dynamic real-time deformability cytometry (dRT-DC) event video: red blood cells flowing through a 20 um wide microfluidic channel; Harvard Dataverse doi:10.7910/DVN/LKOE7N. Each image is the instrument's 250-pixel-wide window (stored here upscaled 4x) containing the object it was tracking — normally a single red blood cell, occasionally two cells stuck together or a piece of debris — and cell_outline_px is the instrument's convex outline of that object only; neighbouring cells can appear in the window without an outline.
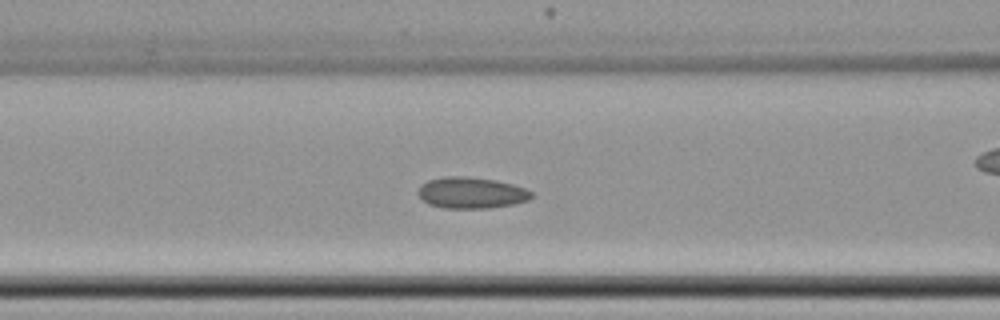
{"species": "common noctule bat (a hibernating species)", "species_latin": "Nyctalus noctula", "temperature_condition": "cold", "stored_images_in_passage": 57, "camera_frame_rate_fps": 3000, "um_per_image_px": 0.085, "animal": {"sex": "female", "body_mass_g": 22.7, "forearm_length_mm": 54.2}, "frame": {"image": 1, "passage_image": 25, "time_ms": 8.0, "image_size_px": [1000, 320], "cell_outline_px": [[532, 196], [528, 200], [512, 204], [488, 208], [444, 208], [428, 204], [416, 192], [420, 184], [428, 180], [444, 176], [468, 176], [496, 180], [512, 184], [524, 188], [532, 192]], "centroid_in_image_um": [40.02, 16.37], "position_along_channel_um": 126.6, "area_um2": 20.69}}
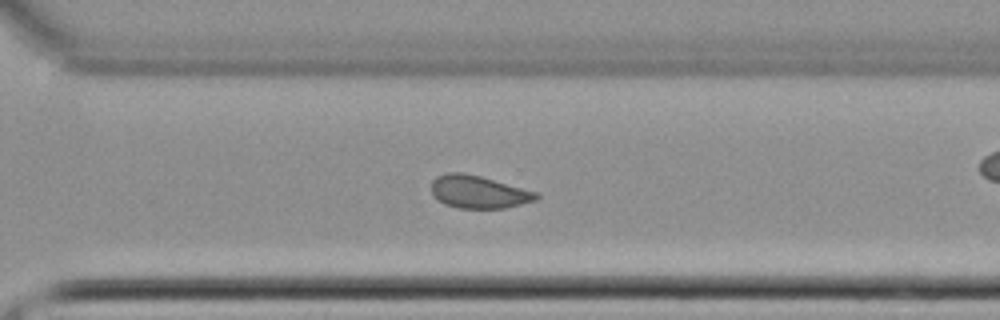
{"frame": {"image": 2, "passage_image": 41, "time_ms": 13.333, "image_size_px": [1000, 320], "cell_outline_px": [[540, 196], [536, 200], [504, 208], [456, 208], [444, 204], [432, 196], [432, 180], [436, 176], [448, 172], [464, 172], [480, 176], [536, 192]], "centroid_in_image_um": [40.62, 16.31], "position_along_channel_um": 330.0, "area_um2": 19.94}, "authors_computed_cell_mechanics": {"area_um2": 20.5768, "velocity_mm_per_s": 3.8095, "shape_relaxation_time_tau1_ms": null, "shape_relaxation_time_tau2_ms": 1.9616, "deformation_change_tau1": null, "deformation_change_tau2": 0.0679}}